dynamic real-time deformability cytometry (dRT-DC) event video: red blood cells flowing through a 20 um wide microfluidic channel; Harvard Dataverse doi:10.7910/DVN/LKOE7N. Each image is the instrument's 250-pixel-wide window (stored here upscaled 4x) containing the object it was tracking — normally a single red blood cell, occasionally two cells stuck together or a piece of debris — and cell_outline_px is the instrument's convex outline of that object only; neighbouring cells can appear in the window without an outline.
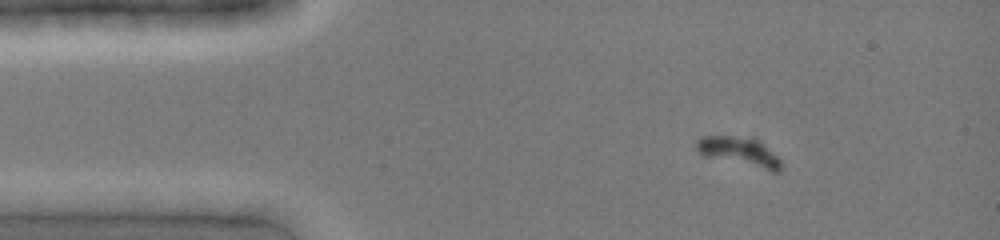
{"species": "common noctule bat (a hibernating species)", "species_latin": "Nyctalus noctula", "temperature_condition": "cold", "stored_images_in_passage": 2, "camera_frame_rate_fps": 3000, "um_per_image_px": 0.085, "animal": {"sex": "female", "body_mass_g": 19.0, "forearm_length_mm": 51.5}, "frame": {"image": 1, "passage_image": 1, "time_ms": 0.0, "image_size_px": [1000, 240], "cell_outline_px": [[780, 168], [776, 172], [772, 172], [704, 156], [696, 148], [696, 140], [700, 136], [752, 136], [776, 156], [780, 160]], "centroid_in_image_um": [62.8, 12.88], "position_along_channel_um": 22.2, "area_um2": 14.28}}